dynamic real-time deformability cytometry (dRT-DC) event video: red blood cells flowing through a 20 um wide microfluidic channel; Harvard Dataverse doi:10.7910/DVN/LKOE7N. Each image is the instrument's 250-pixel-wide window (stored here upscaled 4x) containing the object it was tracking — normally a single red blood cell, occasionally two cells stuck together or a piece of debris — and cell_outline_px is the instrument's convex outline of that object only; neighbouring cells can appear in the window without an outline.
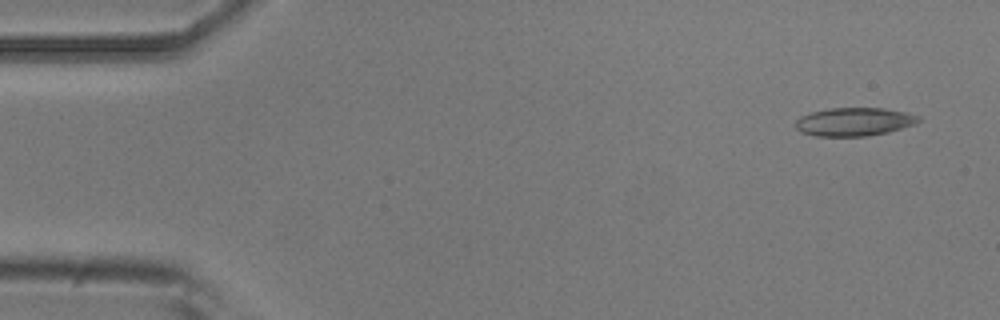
{"species": "common noctule bat (a hibernating species)", "species_latin": "Nyctalus noctula", "temperature_condition": "room temperature", "stored_images_in_passage": 30, "camera_frame_rate_fps": 3000, "um_per_image_px": 0.085, "animal": {"sex": "male", "body_mass_g": 20.5, "forearm_length_mm": 52.5}, "frame": {"image": 1, "passage_image": 1, "time_ms": 0.0, "image_size_px": [1000, 320], "cell_outline_px": [[920, 120], [916, 124], [888, 132], [868, 136], [816, 136], [800, 132], [796, 128], [796, 120], [800, 116], [812, 112], [828, 108], [884, 108], [904, 112], [920, 116]], "centroid_in_image_um": [72.6, 10.35], "position_along_channel_um": 12.4, "area_um2": 20.35}}
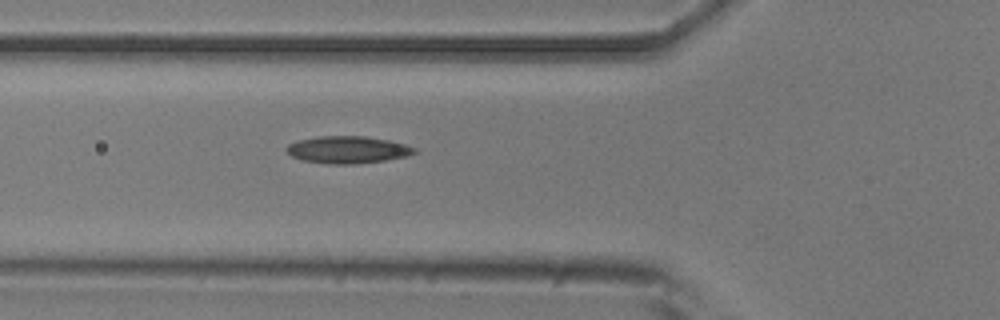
{"frame": {"image": 2, "passage_image": 16, "time_ms": 5.0, "image_size_px": [1000, 320], "cell_outline_px": [[416, 152], [408, 156], [384, 160], [352, 164], [332, 164], [304, 160], [292, 156], [284, 148], [288, 144], [300, 140], [320, 136], [364, 136], [388, 140], [404, 144], [416, 148]], "centroid_in_image_um": [29.56, 12.72], "position_along_channel_um": 96.2, "area_um2": 20.0}}
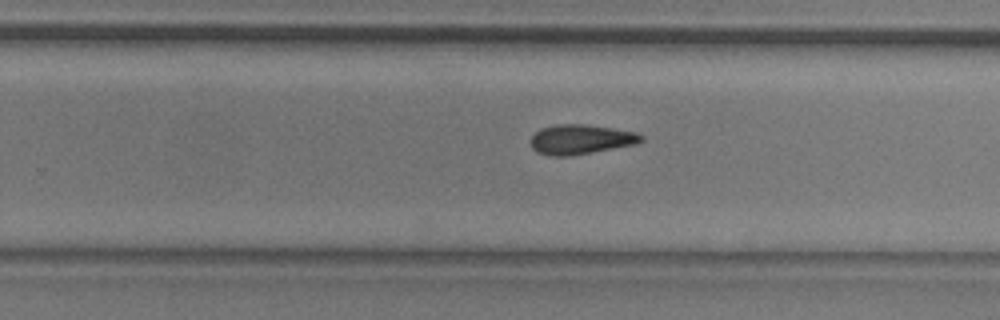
{"frame": {"image": 3, "passage_image": 30, "time_ms": 9.667, "image_size_px": [1000, 320], "cell_outline_px": [[644, 140], [636, 144], [572, 156], [548, 156], [536, 152], [532, 148], [532, 136], [540, 128], [560, 124], [588, 124], [636, 132], [644, 136]], "centroid_in_image_um": [49.38, 11.85], "position_along_channel_um": 280.4, "area_um2": 19.25}}